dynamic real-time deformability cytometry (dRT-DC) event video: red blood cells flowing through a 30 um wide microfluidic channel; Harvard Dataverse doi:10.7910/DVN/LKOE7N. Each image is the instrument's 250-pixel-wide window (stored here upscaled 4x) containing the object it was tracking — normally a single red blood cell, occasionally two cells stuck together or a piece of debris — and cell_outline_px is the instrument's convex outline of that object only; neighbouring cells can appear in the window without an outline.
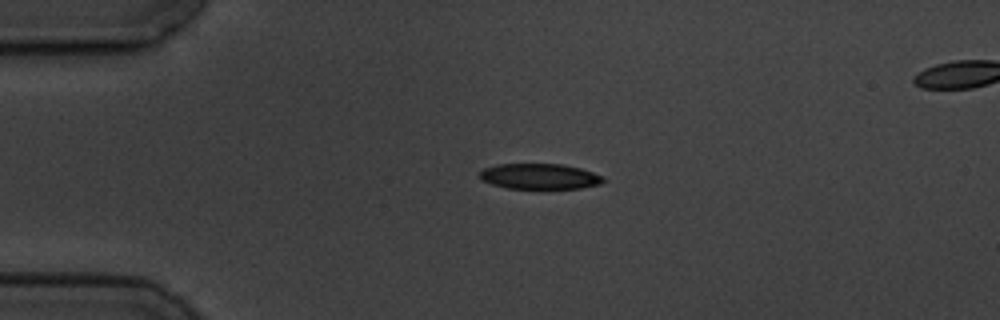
{"species": "common noctule bat (a hibernating species)", "species_latin": "Nyctalus noctula", "temperature_condition": "cold", "stored_images_in_passage": 5, "segment_of_instrument_passage": [1, 2], "camera_frame_rate_fps": 3000, "um_per_image_px": 0.085, "animal": {"sex": "male", "body_mass_g": 19.5, "forearm_length_mm": 54.6}, "frame": {"image": 1, "passage_image": 3, "time_ms": 2.333, "image_size_px": [1000, 320], "cell_outline_px": [[604, 180], [600, 184], [580, 188], [508, 188], [492, 184], [480, 180], [480, 172], [484, 168], [496, 164], [560, 164], [580, 168], [604, 176]], "centroid_in_image_um": [45.85, 14.99], "position_along_channel_um": 39.1, "area_um2": 18.26}}